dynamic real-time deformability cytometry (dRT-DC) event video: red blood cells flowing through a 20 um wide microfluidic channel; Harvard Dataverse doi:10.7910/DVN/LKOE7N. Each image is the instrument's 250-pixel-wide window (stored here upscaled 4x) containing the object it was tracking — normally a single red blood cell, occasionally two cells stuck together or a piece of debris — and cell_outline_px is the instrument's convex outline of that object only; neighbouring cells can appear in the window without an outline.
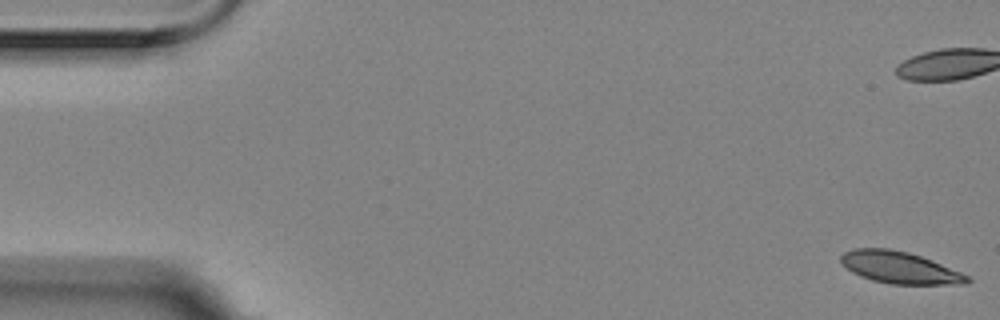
{"species": "Egyptian fruit bat (a non-hibernating species)", "species_latin": "Rousettus aegyptiacus", "temperature_condition": "room temperature", "stored_images_in_passage": 54, "camera_frame_rate_fps": 3000, "um_per_image_px": 0.085, "animal": {"sex": "female"}, "frame": {"image": 1, "passage_image": 1, "time_ms": 0.0, "image_size_px": [1000, 320], "cell_outline_px": [[972, 280], [968, 284], [892, 284], [872, 280], [860, 276], [852, 272], [840, 260], [840, 256], [844, 252], [852, 248], [888, 248], [908, 252], [932, 260], [960, 272], [968, 276]], "centroid_in_image_um": [76.47, 22.74], "position_along_channel_um": 8.5, "area_um2": 23.35}}